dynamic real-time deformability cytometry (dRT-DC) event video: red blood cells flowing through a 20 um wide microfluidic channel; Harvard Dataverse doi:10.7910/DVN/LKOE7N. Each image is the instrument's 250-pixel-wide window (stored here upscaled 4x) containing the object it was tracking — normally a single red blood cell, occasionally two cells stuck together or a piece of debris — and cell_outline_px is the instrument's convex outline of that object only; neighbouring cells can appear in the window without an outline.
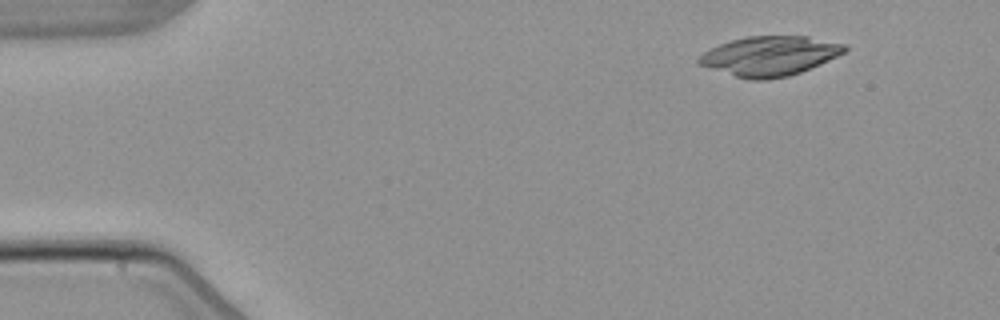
{"species": "common noctule bat (a hibernating species)", "species_latin": "Nyctalus noctula", "temperature_condition": "warm", "stored_images_in_passage": 3, "camera_frame_rate_fps": 3000, "um_per_image_px": 0.085, "animal": {"sex": "male", "body_mass_g": 21.5, "forearm_length_mm": 52.0}, "frame": {"image": 1, "passage_image": 1, "time_ms": 0.0, "image_size_px": [1000, 320], "cell_outline_px": [[848, 48], [844, 52], [820, 64], [800, 72], [788, 76], [768, 80], [752, 80], [736, 76], [700, 64], [696, 60], [704, 52], [720, 44], [732, 40], [748, 36], [808, 36], [848, 44]], "centroid_in_image_um": [65.48, 4.75], "position_along_channel_um": 19.5, "area_um2": 33.29}}